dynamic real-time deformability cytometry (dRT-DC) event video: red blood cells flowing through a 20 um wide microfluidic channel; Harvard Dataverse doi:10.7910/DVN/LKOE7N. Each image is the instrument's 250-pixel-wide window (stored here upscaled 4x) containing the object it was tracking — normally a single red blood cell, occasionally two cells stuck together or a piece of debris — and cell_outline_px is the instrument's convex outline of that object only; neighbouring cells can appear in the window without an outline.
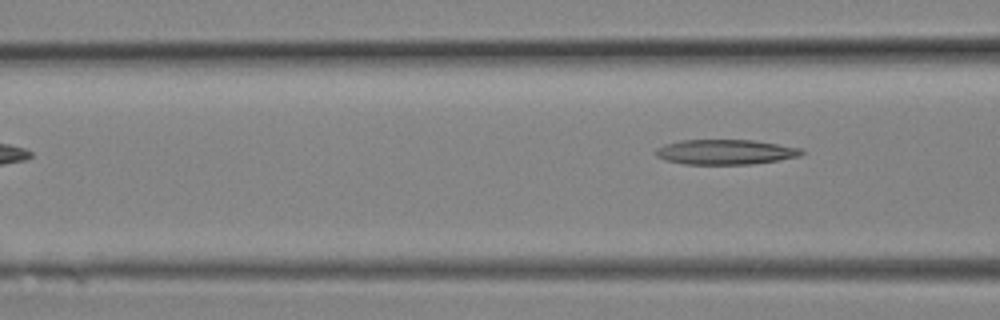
{"species": "Egyptian fruit bat (a non-hibernating species)", "species_latin": "Rousettus aegyptiacus", "temperature_condition": "room temperature", "stored_images_in_passage": 8, "segment_of_instrument_passage": [2, 2], "camera_frame_rate_fps": 3000, "um_per_image_px": 0.085, "animal": {"sex": "female"}, "frame": {"image": 1, "passage_image": 8, "time_ms": 2.333, "image_size_px": [1000, 320], "cell_outline_px": [[804, 152], [800, 156], [752, 164], [684, 164], [664, 160], [656, 156], [656, 148], [664, 144], [680, 140], [752, 140], [804, 148]], "centroid_in_image_um": [61.65, 12.91], "position_along_channel_um": 105.0, "area_um2": 21.27}}